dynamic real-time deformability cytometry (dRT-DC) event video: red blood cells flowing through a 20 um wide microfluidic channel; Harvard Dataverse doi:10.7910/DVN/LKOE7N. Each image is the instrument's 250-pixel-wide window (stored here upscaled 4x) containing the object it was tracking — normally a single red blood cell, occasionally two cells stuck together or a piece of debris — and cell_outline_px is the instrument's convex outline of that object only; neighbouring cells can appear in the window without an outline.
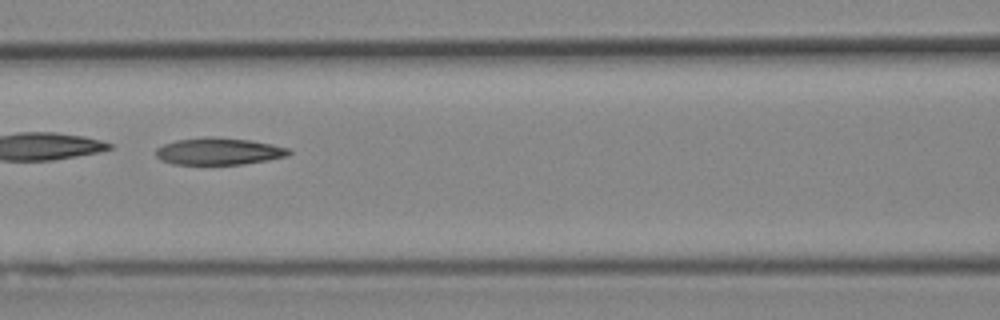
{"species": "Egyptian fruit bat (a non-hibernating species)", "species_latin": "Rousettus aegyptiacus", "temperature_condition": "cold", "stored_images_in_passage": 49, "camera_frame_rate_fps": 3000, "um_per_image_px": 0.085, "animal": {"sex": "female"}, "frame": {"image": 1, "passage_image": 22, "time_ms": 7.0, "image_size_px": [1000, 320], "cell_outline_px": [[292, 152], [288, 156], [268, 160], [244, 164], [172, 164], [160, 160], [156, 156], [156, 148], [164, 144], [176, 140], [208, 136], [212, 136], [248, 140], [272, 144], [288, 148]], "centroid_in_image_um": [18.59, 12.86], "position_along_channel_um": 148.0, "area_um2": 20.98}, "authors_computed_cell_mechanics": {"area_um2": 23.12, "velocity_mm_per_s": 3.9363, "shape_relaxation_time_tau1_ms": 11.1435, "shape_relaxation_time_tau2_ms": 4.4926, "deformation_change_tau1": 0.2554, "deformation_change_tau2": 0.1336}}